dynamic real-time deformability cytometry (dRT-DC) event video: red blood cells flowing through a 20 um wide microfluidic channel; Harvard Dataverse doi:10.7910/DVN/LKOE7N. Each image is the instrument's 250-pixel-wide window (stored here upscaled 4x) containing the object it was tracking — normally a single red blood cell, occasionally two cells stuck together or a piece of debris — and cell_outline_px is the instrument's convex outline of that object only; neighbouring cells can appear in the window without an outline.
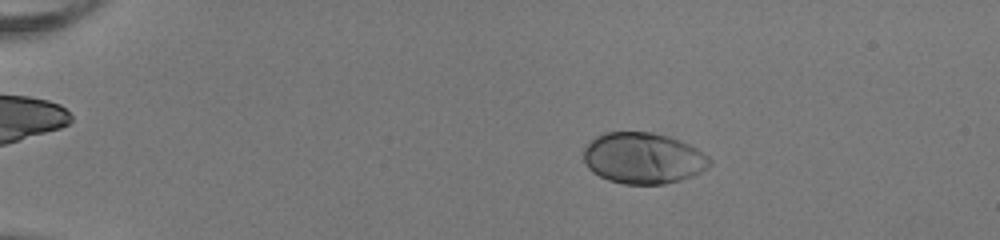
{"species": "human", "species_latin": "Homo sapiens", "temperature_condition": "room temperature", "stored_images_in_passage": 52, "camera_frame_rate_fps": 3000, "um_per_image_px": 0.085, "donor": {"sex": "female"}, "frame": {"image": 1, "passage_image": 10, "time_ms": 3.0, "image_size_px": [1000, 240], "cell_outline_px": [[712, 164], [708, 168], [692, 176], [680, 180], [664, 184], [624, 184], [608, 180], [592, 172], [588, 168], [584, 160], [584, 148], [596, 136], [604, 132], [652, 132], [668, 136], [680, 140], [696, 148], [708, 156], [712, 160]], "centroid_in_image_um": [54.68, 13.44], "position_along_channel_um": 30.3, "area_um2": 37.69}}
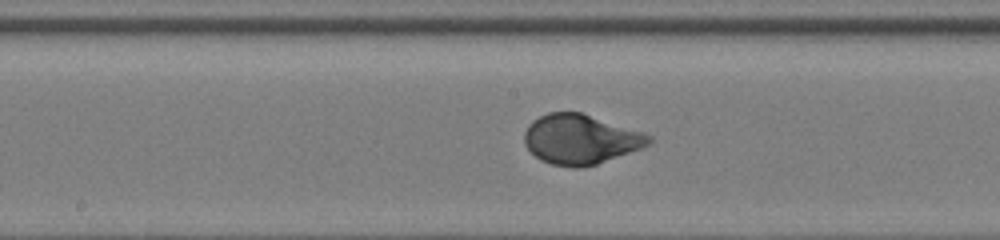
{"frame": {"image": 2, "passage_image": 29, "time_ms": 9.333, "image_size_px": [1000, 240], "cell_outline_px": [[652, 144], [644, 148], [596, 164], [580, 168], [572, 168], [552, 164], [540, 160], [524, 144], [524, 132], [528, 124], [532, 120], [548, 112], [580, 112], [644, 132], [652, 136]], "centroid_in_image_um": [49.36, 11.84], "position_along_channel_um": 198.8, "area_um2": 36.36}}
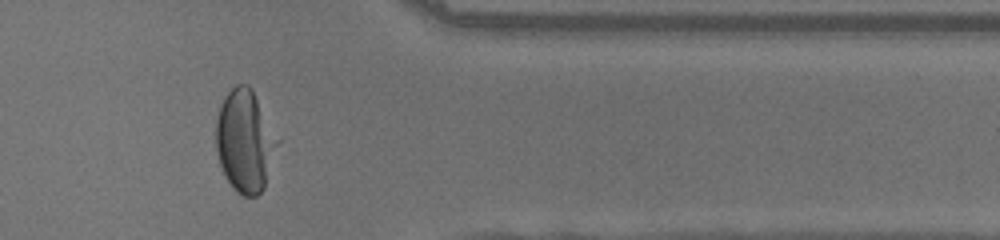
{"frame": {"image": 3, "passage_image": 44, "time_ms": 14.333, "image_size_px": [1000, 240], "cell_outline_px": [[280, 140], [264, 188], [256, 196], [244, 196], [228, 180], [220, 164], [216, 148], [216, 120], [220, 104], [224, 96], [236, 84], [248, 84], [252, 88]], "centroid_in_image_um": [20.84, 11.93], "position_along_channel_um": 390.6, "area_um2": 36.47}, "authors_computed_cell_mechanics": {"area_um2": 36.9053, "velocity_mm_per_s": 4.0116, "shape_relaxation_time_tau1_ms": 3.297, "shape_relaxation_time_tau2_ms": null, "deformation_change_tau1": 0.194, "deformation_change_tau2": null}}